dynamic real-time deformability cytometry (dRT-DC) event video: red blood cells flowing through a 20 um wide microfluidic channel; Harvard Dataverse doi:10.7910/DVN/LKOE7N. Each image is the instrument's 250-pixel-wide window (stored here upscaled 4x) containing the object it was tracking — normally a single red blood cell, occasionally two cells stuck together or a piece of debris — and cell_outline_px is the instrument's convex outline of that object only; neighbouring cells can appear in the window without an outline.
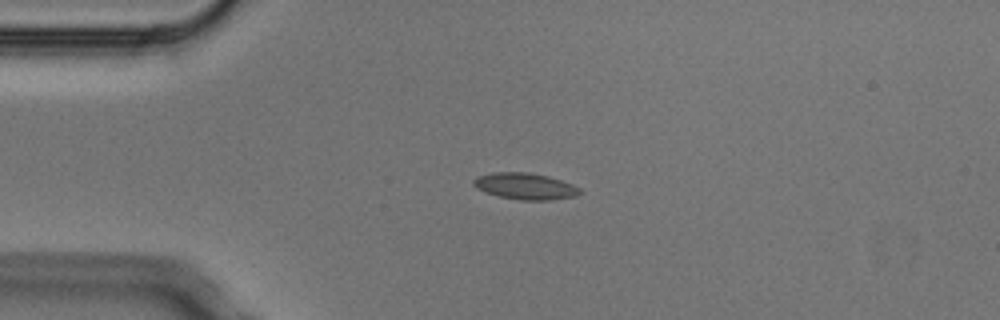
{"species": "Egyptian fruit bat (a non-hibernating species)", "species_latin": "Rousettus aegyptiacus", "temperature_condition": "cold", "stored_images_in_passage": 3, "camera_frame_rate_fps": 3000, "um_per_image_px": 0.085, "animal": {"sex": "male"}, "frame": {"image": 1, "passage_image": 2, "time_ms": 0.333, "image_size_px": [1000, 320], "cell_outline_px": [[584, 192], [576, 196], [552, 200], [520, 200], [500, 196], [484, 192], [476, 188], [472, 184], [472, 180], [476, 176], [492, 172], [528, 172], [548, 176], [572, 184], [580, 188]], "centroid_in_image_um": [44.63, 15.82], "position_along_channel_um": 40.4, "area_um2": 16.59}}